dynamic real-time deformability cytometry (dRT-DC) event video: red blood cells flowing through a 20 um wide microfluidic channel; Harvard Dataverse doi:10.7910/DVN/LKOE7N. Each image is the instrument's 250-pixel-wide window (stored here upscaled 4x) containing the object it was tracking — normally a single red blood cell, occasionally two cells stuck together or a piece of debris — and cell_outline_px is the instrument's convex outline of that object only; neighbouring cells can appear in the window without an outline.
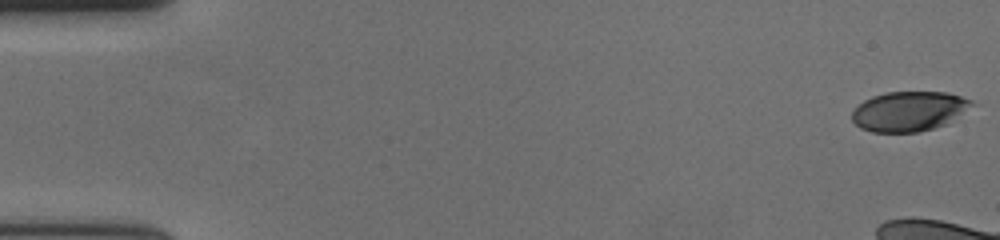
{"species": "human", "species_latin": "Homo sapiens", "temperature_condition": "cold", "stored_images_in_passage": 16, "camera_frame_rate_fps": 3000, "um_per_image_px": 0.085, "donor": {"sex": "female"}, "frame": {"image": 1, "passage_image": 1, "time_ms": 0.0, "image_size_px": [1000, 240], "cell_outline_px": [[976, 104], [948, 124], [920, 132], [872, 132], [860, 128], [852, 120], [852, 112], [864, 100], [872, 96], [888, 92], [948, 92], [972, 100]], "centroid_in_image_um": [77.3, 9.46], "position_along_channel_um": 7.7, "area_um2": 27.98}}